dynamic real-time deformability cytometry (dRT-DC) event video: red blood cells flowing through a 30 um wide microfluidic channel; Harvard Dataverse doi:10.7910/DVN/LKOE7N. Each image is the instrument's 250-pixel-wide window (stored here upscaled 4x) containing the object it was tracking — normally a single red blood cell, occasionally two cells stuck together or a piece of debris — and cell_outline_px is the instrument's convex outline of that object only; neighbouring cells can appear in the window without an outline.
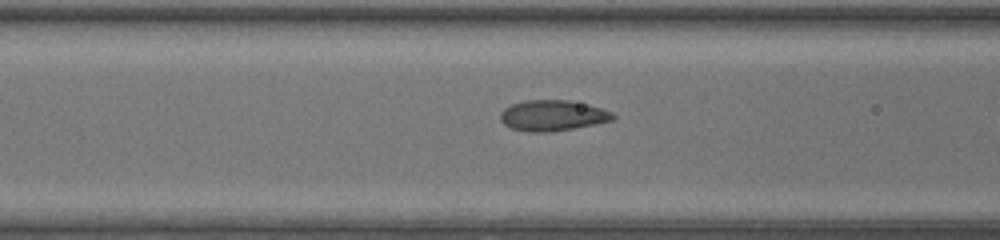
{"species": "common noctule bat (a hibernating species)", "species_latin": "Nyctalus noctula", "temperature_condition": "warm", "stored_images_in_passage": 33, "camera_frame_rate_fps": 3000, "um_per_image_px": 0.085, "animal": {"sex": "female", "body_mass_g": 17.0, "forearm_length_mm": 48.0}, "frame": {"image": 1, "passage_image": 17, "time_ms": 5.333, "image_size_px": [1000, 240], "cell_outline_px": [[616, 116], [612, 120], [596, 124], [548, 132], [532, 132], [512, 128], [504, 124], [500, 120], [500, 112], [504, 108], [512, 104], [524, 100], [568, 100], [600, 108], [612, 112]], "centroid_in_image_um": [46.94, 9.81], "position_along_channel_um": 119.7, "area_um2": 19.94}}
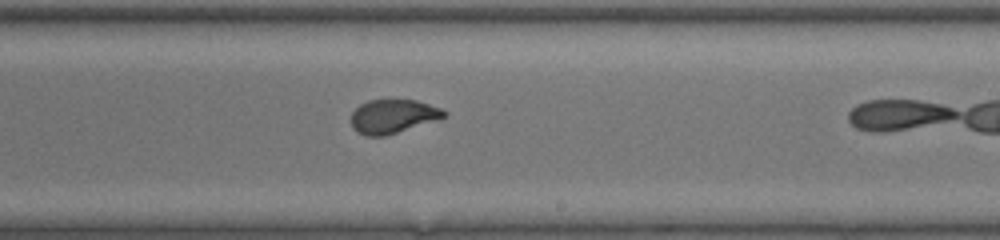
{"frame": {"image": 2, "passage_image": 27, "time_ms": 8.667, "image_size_px": [1000, 240], "cell_outline_px": [[448, 116], [384, 136], [364, 136], [356, 132], [352, 128], [352, 112], [360, 104], [368, 100], [416, 100], [440, 108], [448, 112]], "centroid_in_image_um": [33.38, 9.89], "position_along_channel_um": 255.6, "area_um2": 18.21}}
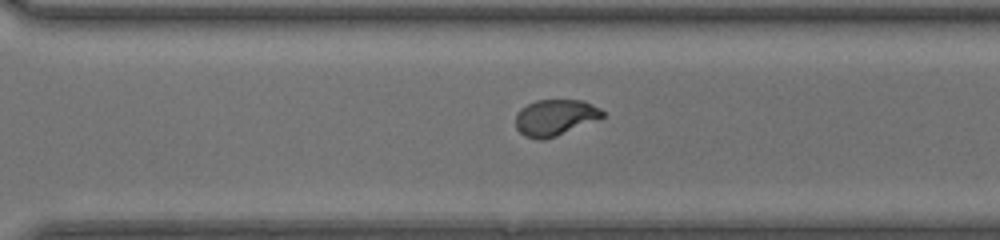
{"frame": {"image": 3, "passage_image": 32, "time_ms": 10.333, "image_size_px": [1000, 240], "cell_outline_px": [[604, 116], [556, 136], [544, 140], [536, 140], [524, 136], [516, 128], [516, 112], [520, 108], [536, 100], [584, 100], [600, 108], [604, 112]], "centroid_in_image_um": [47.14, 9.98], "position_along_channel_um": 323.5, "area_um2": 18.26}}